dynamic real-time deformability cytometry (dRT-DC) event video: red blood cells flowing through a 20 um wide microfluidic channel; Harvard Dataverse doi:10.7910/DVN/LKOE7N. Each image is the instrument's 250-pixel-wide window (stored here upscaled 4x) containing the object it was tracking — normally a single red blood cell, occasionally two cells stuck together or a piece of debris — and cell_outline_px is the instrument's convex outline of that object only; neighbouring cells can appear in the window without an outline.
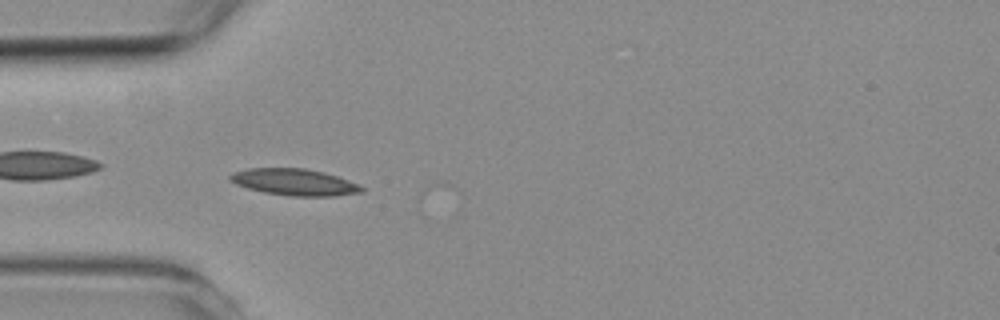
{"species": "common noctule bat (a hibernating species)", "species_latin": "Nyctalus noctula", "temperature_condition": "room temperature", "stored_images_in_passage": 5, "camera_frame_rate_fps": 3000, "um_per_image_px": 0.085, "animal": {"sex": "female", "body_mass_g": 19.3, "forearm_length_mm": 54.1}, "frame": {"image": 1, "passage_image": 3, "time_ms": 2.0, "image_size_px": [1000, 320], "cell_outline_px": [[364, 192], [332, 196], [292, 196], [264, 192], [248, 188], [236, 184], [228, 180], [228, 176], [232, 172], [248, 168], [304, 168], [324, 172], [348, 180], [364, 188]], "centroid_in_image_um": [24.99, 15.47], "position_along_channel_um": 60.0, "area_um2": 20.35}}
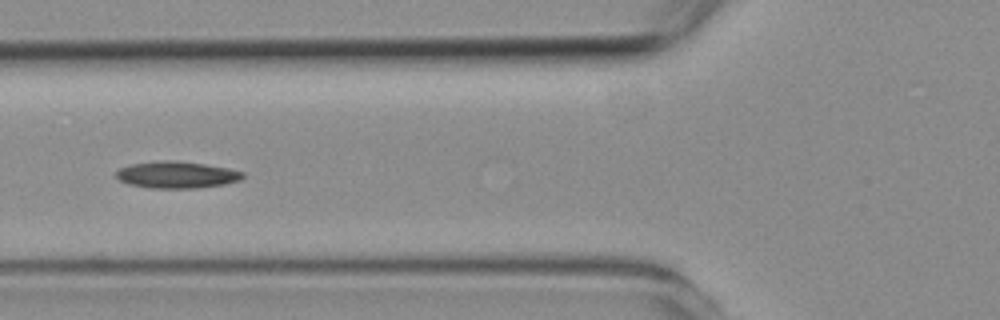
{"frame": {"image": 2, "passage_image": 4, "time_ms": 3.333, "image_size_px": [1000, 320], "cell_outline_px": [[244, 176], [240, 180], [224, 184], [196, 188], [148, 188], [128, 184], [120, 180], [116, 176], [116, 172], [120, 168], [132, 164], [164, 160], [172, 160], [204, 164], [228, 168], [244, 172]], "centroid_in_image_um": [15.02, 14.86], "position_along_channel_um": 110.8, "area_um2": 19.65}}
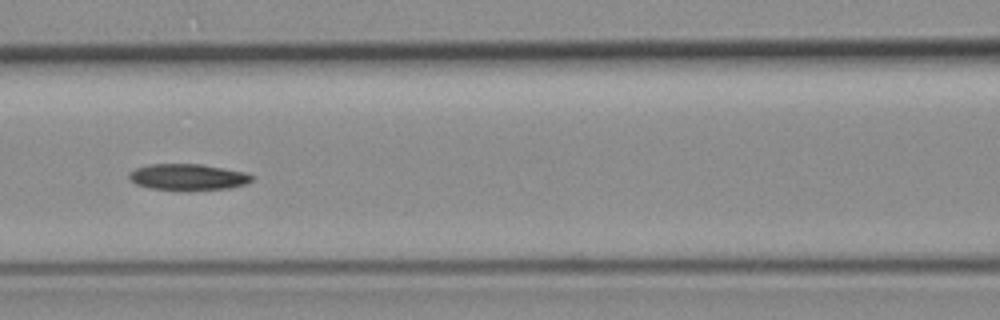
{"frame": {"image": 3, "passage_image": 5, "time_ms": 4.333, "image_size_px": [1000, 320], "cell_outline_px": [[252, 180], [248, 184], [228, 188], [184, 192], [152, 188], [136, 184], [128, 176], [128, 172], [136, 168], [148, 164], [200, 164], [224, 168], [244, 172], [252, 176]], "centroid_in_image_um": [15.96, 15.07], "position_along_channel_um": 150.6, "area_um2": 19.13}}